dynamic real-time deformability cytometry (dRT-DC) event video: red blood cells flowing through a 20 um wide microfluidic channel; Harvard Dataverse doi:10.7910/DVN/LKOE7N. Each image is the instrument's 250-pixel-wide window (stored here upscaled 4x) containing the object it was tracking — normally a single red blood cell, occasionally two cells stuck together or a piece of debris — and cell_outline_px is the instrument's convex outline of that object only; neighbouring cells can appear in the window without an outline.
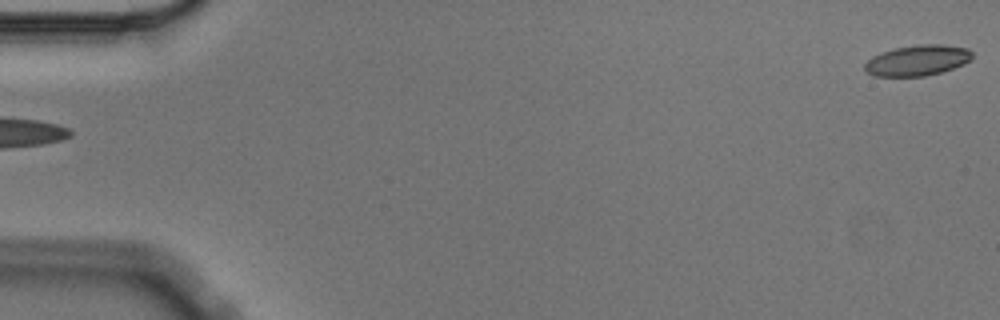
{"species": "Egyptian fruit bat (a non-hibernating species)", "species_latin": "Rousettus aegyptiacus", "temperature_condition": "cold", "stored_images_in_passage": 4, "segment_of_instrument_passage": [2, 2], "camera_frame_rate_fps": 3000, "um_per_image_px": 0.085, "animal": {"sex": "male"}, "frame": {"image": 1, "passage_image": 4, "time_ms": 1.0, "image_size_px": [1000, 320], "cell_outline_px": [[972, 60], [964, 64], [940, 72], [924, 76], [876, 76], [868, 72], [864, 68], [864, 64], [872, 56], [896, 48], [920, 44], [940, 44], [968, 48], [972, 52]], "centroid_in_image_um": [78.01, 5.13], "position_along_channel_um": 7.0, "area_um2": 19.02}}